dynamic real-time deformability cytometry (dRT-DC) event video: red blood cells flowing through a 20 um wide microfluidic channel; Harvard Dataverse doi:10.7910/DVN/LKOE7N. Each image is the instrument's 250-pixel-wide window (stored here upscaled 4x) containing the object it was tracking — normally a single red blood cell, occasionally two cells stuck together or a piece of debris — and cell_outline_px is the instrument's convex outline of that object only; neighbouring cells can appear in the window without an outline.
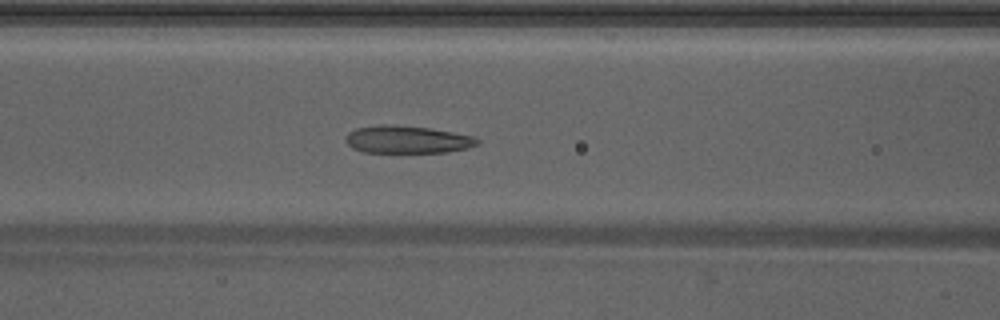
{"species": "Egyptian fruit bat (a non-hibernating species)", "species_latin": "Rousettus aegyptiacus", "temperature_condition": "warm", "stored_images_in_passage": 45, "camera_frame_rate_fps": 3000, "um_per_image_px": 0.085, "animal": {"sex": "male"}, "frame": {"image": 1, "passage_image": 20, "time_ms": 6.333, "image_size_px": [1000, 320], "cell_outline_px": [[480, 144], [468, 148], [448, 152], [364, 152], [352, 148], [344, 140], [344, 136], [348, 132], [356, 128], [380, 124], [388, 124], [428, 128], [476, 136], [480, 140]], "centroid_in_image_um": [34.62, 11.86], "position_along_channel_um": 132.0, "area_um2": 21.33}}
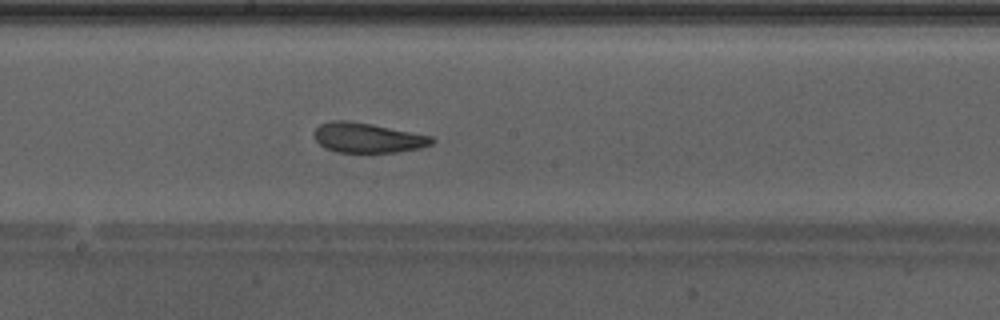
{"frame": {"image": 2, "passage_image": 26, "time_ms": 8.333, "image_size_px": [1000, 320], "cell_outline_px": [[436, 140], [432, 144], [420, 148], [396, 152], [336, 152], [324, 148], [312, 136], [312, 132], [320, 124], [332, 120], [352, 120], [432, 136]], "centroid_in_image_um": [31.21, 11.7], "position_along_channel_um": 217.0, "area_um2": 20.69}}
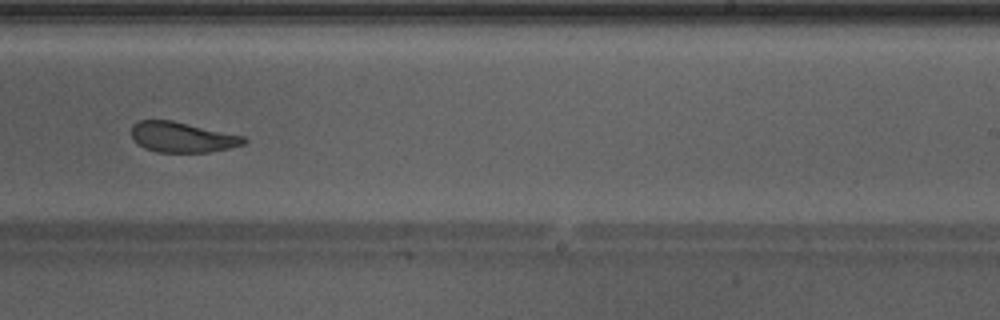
{"frame": {"image": 3, "passage_image": 30, "time_ms": 9.667, "image_size_px": [1000, 320], "cell_outline_px": [[248, 140], [244, 144], [228, 148], [208, 152], [156, 152], [144, 148], [132, 140], [132, 124], [136, 120], [172, 120], [244, 136]], "centroid_in_image_um": [15.45, 11.65], "position_along_channel_um": 273.6, "area_um2": 19.94}, "authors_computed_cell_mechanics": {"area_um2": 22.0796, "velocity_mm_per_s": 4.2574, "shape_relaxation_time_tau1_ms": 10.6848, "shape_relaxation_time_tau2_ms": 1.4455, "deformation_change_tau1": 0.2309, "deformation_change_tau2": 0.091}}